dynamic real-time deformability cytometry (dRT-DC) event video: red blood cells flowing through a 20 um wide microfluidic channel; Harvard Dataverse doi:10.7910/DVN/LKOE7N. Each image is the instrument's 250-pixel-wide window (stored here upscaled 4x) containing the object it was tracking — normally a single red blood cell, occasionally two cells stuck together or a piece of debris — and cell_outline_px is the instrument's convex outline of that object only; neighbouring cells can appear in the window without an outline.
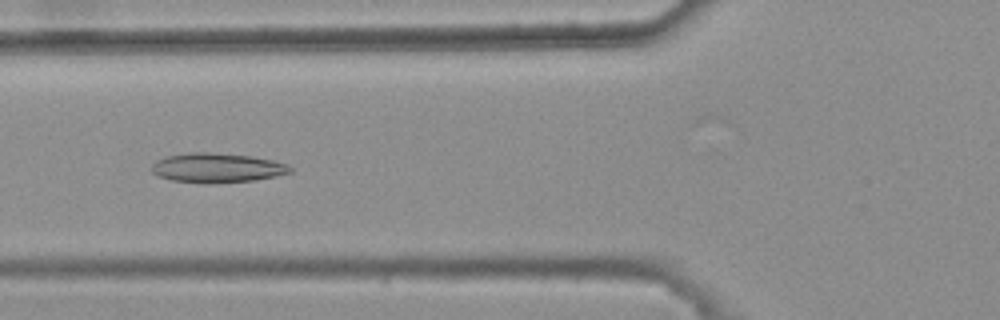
{"species": "common noctule bat (a hibernating species)", "species_latin": "Nyctalus noctula", "temperature_condition": "warm", "stored_images_in_passage": 7, "camera_frame_rate_fps": 3000, "um_per_image_px": 0.085, "animal": {"sex": "female", "body_mass_g": 25.1}, "frame": {"image": 1, "passage_image": 5, "time_ms": 1.333, "image_size_px": [1000, 320], "cell_outline_px": [[292, 172], [276, 176], [252, 180], [172, 180], [160, 176], [152, 172], [152, 164], [156, 160], [164, 156], [188, 152], [212, 152], [252, 156], [272, 160], [288, 164], [292, 168]], "centroid_in_image_um": [18.47, 14.19], "position_along_channel_um": 107.3, "area_um2": 22.77}}
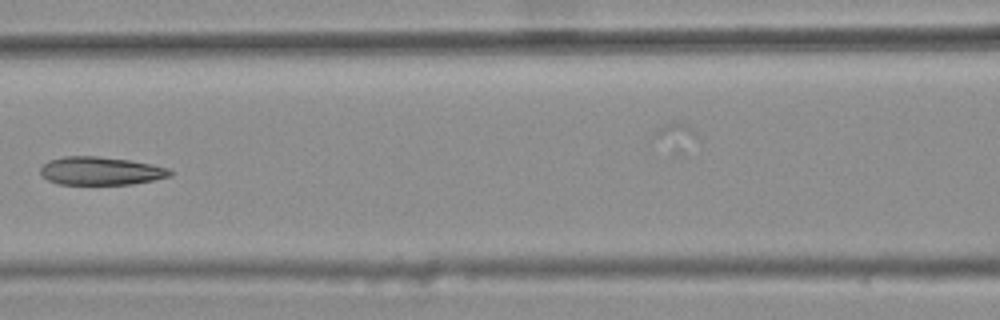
{"frame": {"image": 2, "passage_image": 6, "time_ms": 1.667, "image_size_px": [1000, 320], "cell_outline_px": [[172, 176], [132, 184], [60, 184], [48, 180], [40, 172], [40, 168], [48, 160], [64, 156], [96, 156], [128, 160], [152, 164], [168, 168], [172, 172]], "centroid_in_image_um": [8.56, 14.52], "position_along_channel_um": 158.0, "area_um2": 21.15}}
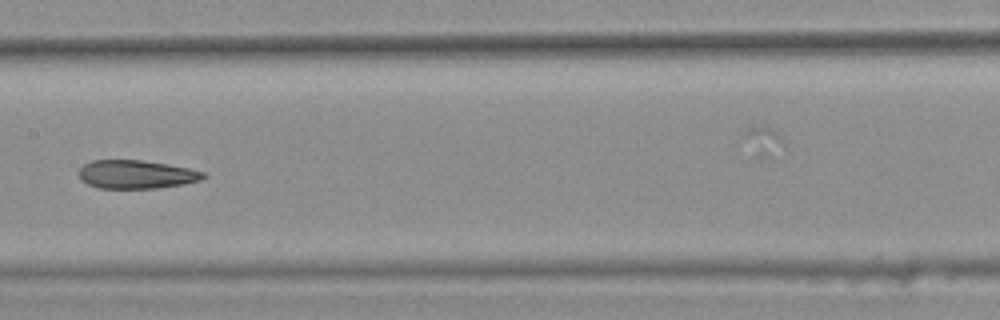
{"frame": {"image": 3, "passage_image": 7, "time_ms": 2.0, "image_size_px": [1000, 320], "cell_outline_px": [[208, 176], [200, 180], [184, 184], [156, 188], [100, 188], [88, 184], [80, 180], [80, 168], [84, 164], [92, 160], [140, 160], [168, 164], [188, 168], [204, 172]], "centroid_in_image_um": [11.6, 14.82], "position_along_channel_um": 195.8, "area_um2": 20.58}}